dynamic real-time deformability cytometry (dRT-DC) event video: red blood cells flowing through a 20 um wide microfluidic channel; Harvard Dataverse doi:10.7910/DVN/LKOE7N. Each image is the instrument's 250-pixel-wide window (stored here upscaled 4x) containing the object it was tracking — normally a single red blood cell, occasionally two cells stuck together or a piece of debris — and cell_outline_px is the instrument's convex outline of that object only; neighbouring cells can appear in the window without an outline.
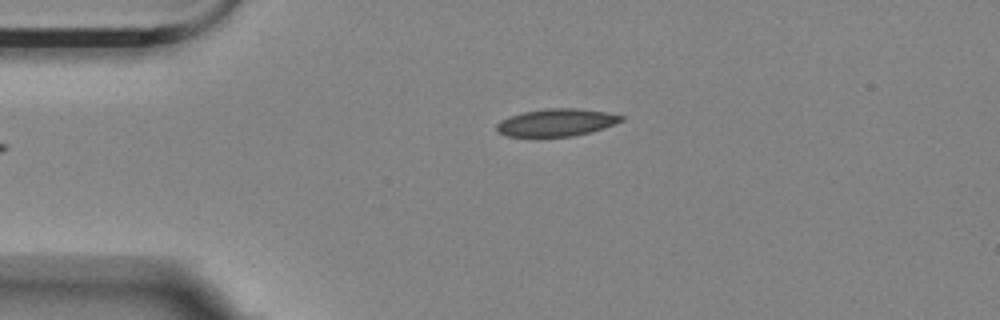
{"species": "Egyptian fruit bat (a non-hibernating species)", "species_latin": "Rousettus aegyptiacus", "temperature_condition": "room temperature", "stored_images_in_passage": 16, "camera_frame_rate_fps": 3000, "um_per_image_px": 0.085, "animal": {"sex": "female"}, "frame": {"image": 1, "passage_image": 2, "time_ms": 0.333, "image_size_px": [1000, 320], "cell_outline_px": [[624, 120], [604, 128], [592, 132], [572, 136], [508, 136], [496, 132], [496, 124], [500, 120], [524, 112], [548, 108], [576, 108], [608, 112], [624, 116]], "centroid_in_image_um": [47.32, 10.41], "position_along_channel_um": 37.7, "area_um2": 19.88}}
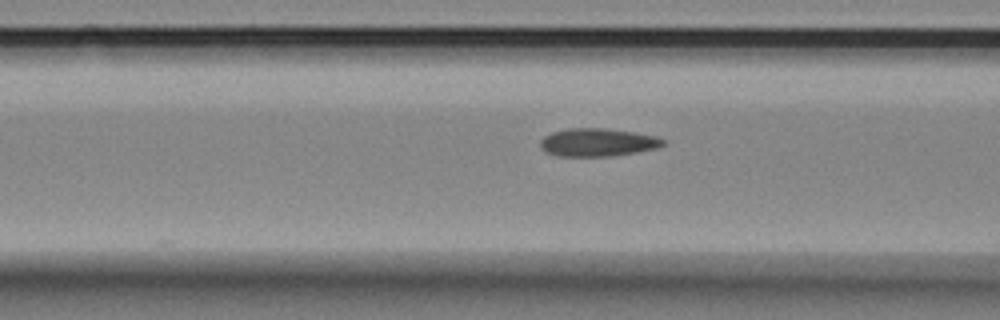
{"frame": {"image": 2, "passage_image": 11, "time_ms": 3.333, "image_size_px": [1000, 320], "cell_outline_px": [[668, 144], [660, 148], [612, 156], [556, 156], [544, 152], [540, 148], [540, 140], [544, 136], [552, 132], [568, 128], [604, 128], [632, 132], [656, 136], [664, 140]], "centroid_in_image_um": [50.8, 12.11], "position_along_channel_um": 115.8, "area_um2": 20.29}}
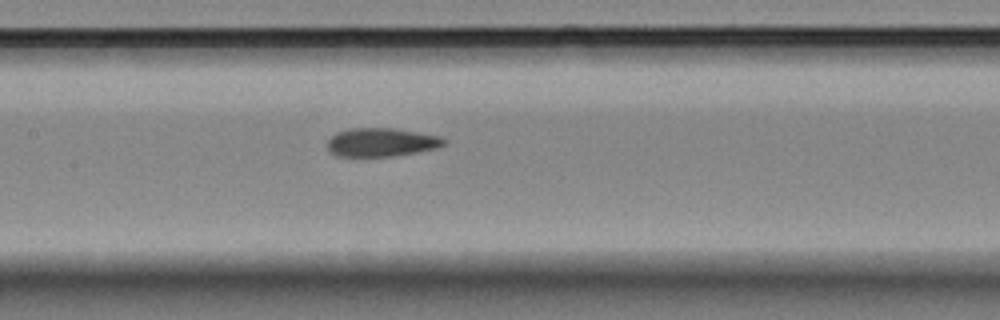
{"frame": {"image": 3, "passage_image": 16, "time_ms": 5.0, "image_size_px": [1000, 320], "cell_outline_px": [[448, 140], [444, 144], [436, 148], [416, 152], [392, 156], [336, 156], [328, 152], [328, 140], [336, 132], [348, 128], [396, 128], [440, 136]], "centroid_in_image_um": [32.4, 12.08], "position_along_channel_um": 175.0, "area_um2": 19.48}}